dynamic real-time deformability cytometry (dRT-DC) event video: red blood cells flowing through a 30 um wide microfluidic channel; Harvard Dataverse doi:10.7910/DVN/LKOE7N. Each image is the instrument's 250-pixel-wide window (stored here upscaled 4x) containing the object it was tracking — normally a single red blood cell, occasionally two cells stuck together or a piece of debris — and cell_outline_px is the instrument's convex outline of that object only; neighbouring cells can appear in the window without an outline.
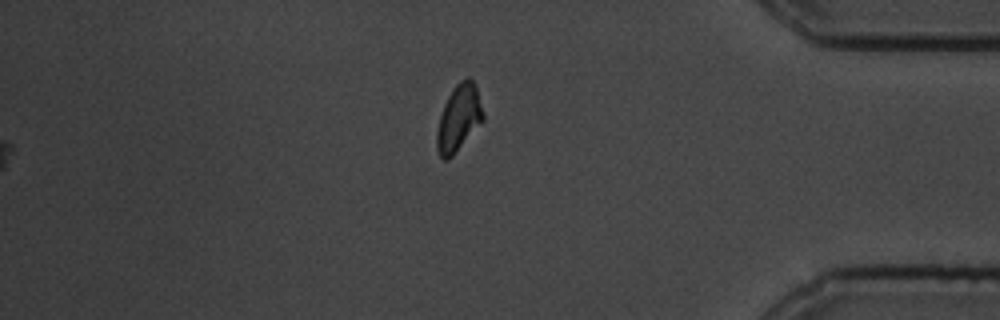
{"species": "common noctule bat (a hibernating species)", "species_latin": "Nyctalus noctula", "temperature_condition": "cold", "stored_images_in_passage": 70, "camera_frame_rate_fps": 3000, "um_per_image_px": 0.085, "animal": {"sex": "male", "body_mass_g": 19.5, "forearm_length_mm": 54.6}, "frame": {"image": 1, "passage_image": 70, "time_ms": 23.0, "image_size_px": [1000, 320], "cell_outline_px": [[484, 120], [452, 156], [448, 160], [444, 160], [440, 156], [436, 148], [436, 132], [440, 116], [444, 104], [452, 88], [460, 80], [468, 76], [476, 84], [484, 112]], "centroid_in_image_um": [39.0, 10.01], "position_along_channel_um": 396.2, "area_um2": 18.09}}